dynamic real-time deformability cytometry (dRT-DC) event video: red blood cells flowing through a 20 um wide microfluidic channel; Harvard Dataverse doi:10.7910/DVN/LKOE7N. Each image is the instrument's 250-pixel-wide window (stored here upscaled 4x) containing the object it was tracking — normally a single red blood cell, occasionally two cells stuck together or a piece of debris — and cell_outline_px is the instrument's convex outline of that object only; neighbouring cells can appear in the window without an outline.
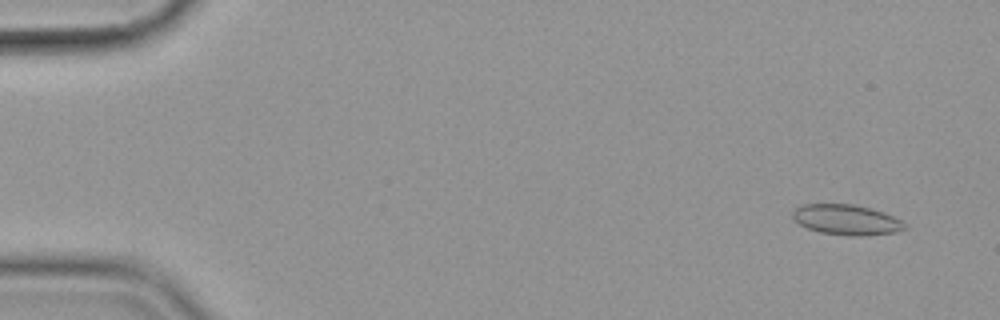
{"species": "common noctule bat (a hibernating species)", "species_latin": "Nyctalus noctula", "temperature_condition": "cold", "stored_images_in_passage": 57, "camera_frame_rate_fps": 3000, "um_per_image_px": 0.085, "animal": {"sex": "female", "body_mass_g": 19.9}, "frame": {"image": 1, "passage_image": 4, "time_ms": 1.0, "image_size_px": [1000, 320], "cell_outline_px": [[908, 228], [896, 232], [860, 236], [848, 236], [820, 232], [808, 228], [792, 220], [792, 212], [800, 204], [852, 204], [884, 212], [908, 224]], "centroid_in_image_um": [71.94, 18.68], "position_along_channel_um": 13.1, "area_um2": 19.88}}
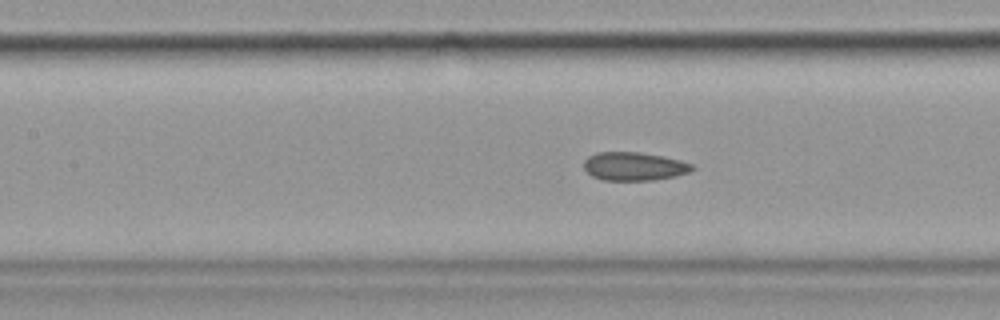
{"frame": {"image": 2, "passage_image": 26, "time_ms": 8.333, "image_size_px": [1000, 320], "cell_outline_px": [[696, 168], [688, 172], [676, 176], [652, 180], [600, 180], [592, 176], [584, 168], [584, 160], [588, 156], [596, 152], [640, 152], [664, 156], [680, 160], [692, 164]], "centroid_in_image_um": [53.89, 14.13], "position_along_channel_um": 153.5, "area_um2": 18.03}}
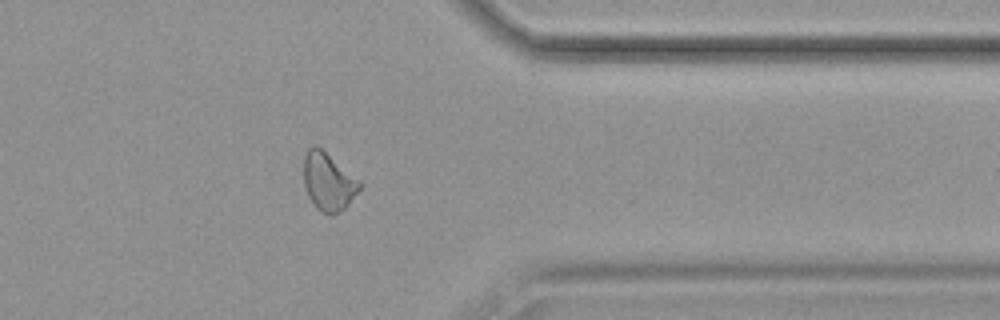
{"frame": {"image": 3, "passage_image": 46, "time_ms": 15.0, "image_size_px": [1000, 320], "cell_outline_px": [[364, 184], [348, 204], [340, 212], [332, 216], [320, 212], [316, 208], [308, 196], [304, 184], [304, 156], [308, 148], [320, 148], [360, 180]], "centroid_in_image_um": [27.92, 15.5], "position_along_channel_um": 383.5, "area_um2": 18.73}, "authors_computed_cell_mechanics": {"area_um2": 19.0162, "velocity_mm_per_s": 3.5858, "shape_relaxation_time_tau1_ms": null, "shape_relaxation_time_tau2_ms": 2.3226, "deformation_change_tau1": null, "deformation_change_tau2": 0.0734}}